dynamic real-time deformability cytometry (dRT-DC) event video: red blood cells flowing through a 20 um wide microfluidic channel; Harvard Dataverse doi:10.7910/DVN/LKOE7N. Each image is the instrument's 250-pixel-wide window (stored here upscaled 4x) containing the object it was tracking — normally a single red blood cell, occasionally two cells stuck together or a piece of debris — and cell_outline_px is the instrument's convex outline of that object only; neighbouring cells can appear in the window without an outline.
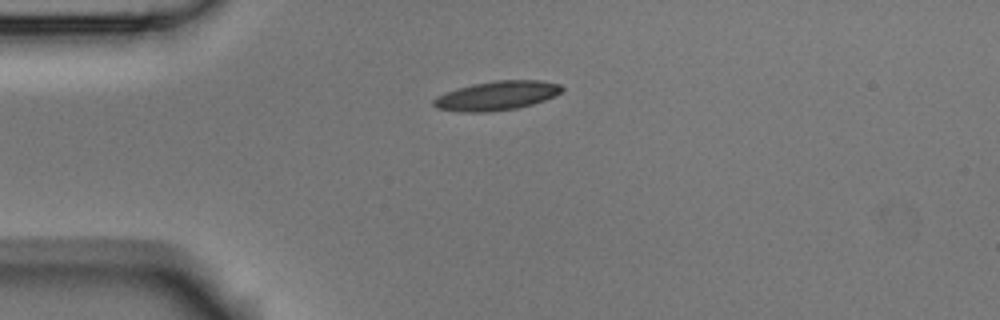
{"species": "Egyptian fruit bat (a non-hibernating species)", "species_latin": "Rousettus aegyptiacus", "temperature_condition": "room temperature", "stored_images_in_passage": 5, "camera_frame_rate_fps": 3000, "um_per_image_px": 0.085, "animal": {"sex": "male"}, "frame": {"image": 1, "passage_image": 1, "time_ms": 0.0, "image_size_px": [1000, 320], "cell_outline_px": [[564, 88], [556, 96], [532, 104], [516, 108], [488, 112], [460, 112], [436, 108], [432, 104], [432, 100], [436, 96], [444, 92], [472, 84], [496, 80], [540, 80], [560, 84]], "centroid_in_image_um": [42.2, 8.13], "position_along_channel_um": 42.8, "area_um2": 21.91}}
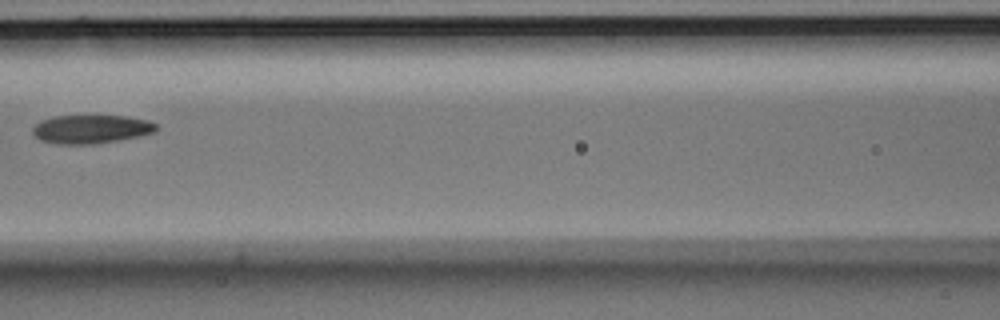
{"frame": {"image": 2, "passage_image": 4, "time_ms": 1.0, "image_size_px": [1000, 320], "cell_outline_px": [[160, 128], [156, 132], [140, 136], [96, 144], [56, 144], [40, 140], [32, 132], [32, 128], [40, 120], [52, 116], [124, 116], [148, 120], [156, 124]], "centroid_in_image_um": [7.75, 10.98], "position_along_channel_um": 158.8, "area_um2": 20.75}}
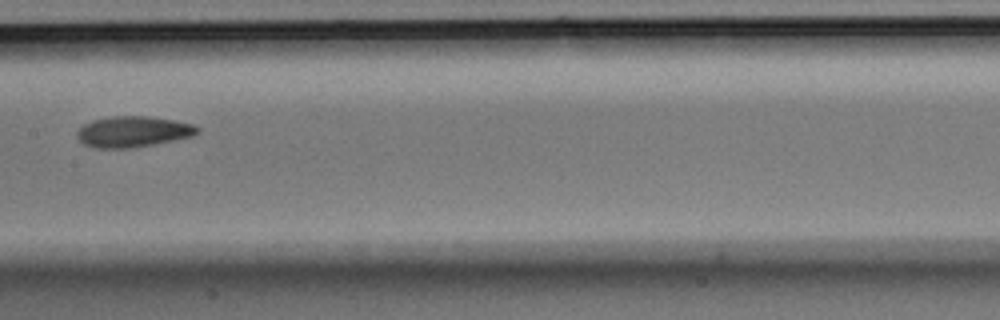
{"frame": {"image": 3, "passage_image": 5, "time_ms": 1.333, "image_size_px": [1000, 320], "cell_outline_px": [[200, 132], [192, 136], [132, 148], [96, 148], [84, 144], [76, 136], [76, 132], [84, 124], [92, 120], [112, 116], [148, 116], [176, 120], [196, 124], [200, 128]], "centroid_in_image_um": [11.33, 11.18], "position_along_channel_um": 196.1, "area_um2": 21.73}}